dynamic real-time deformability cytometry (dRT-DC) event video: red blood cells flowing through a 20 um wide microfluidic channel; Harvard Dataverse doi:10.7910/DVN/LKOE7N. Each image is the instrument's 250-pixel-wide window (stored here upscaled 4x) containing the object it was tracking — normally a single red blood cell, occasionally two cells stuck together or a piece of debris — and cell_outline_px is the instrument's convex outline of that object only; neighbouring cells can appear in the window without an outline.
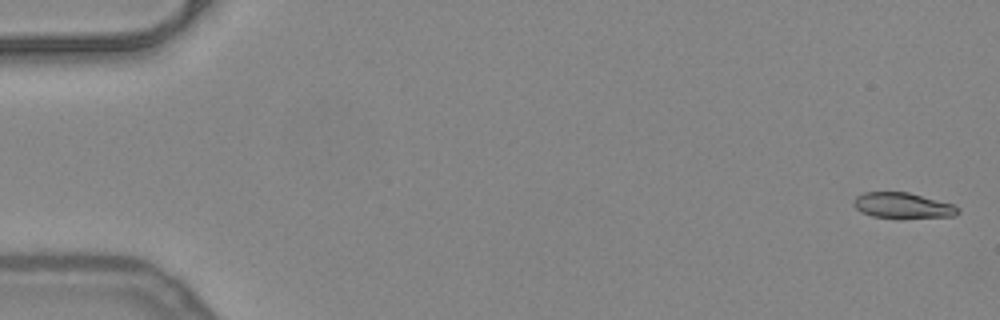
{"species": "common noctule bat (a hibernating species)", "species_latin": "Nyctalus noctula", "temperature_condition": "warm", "stored_images_in_passage": 8, "camera_frame_rate_fps": 3000, "um_per_image_px": 0.085, "animal": {"sex": "female", "body_mass_g": 24.6, "forearm_length_mm": 56.2}, "frame": {"image": 1, "passage_image": 1, "time_ms": 0.0, "image_size_px": [1000, 320], "cell_outline_px": [[960, 212], [956, 216], [872, 216], [860, 212], [852, 204], [856, 196], [864, 192], [908, 192], [952, 204], [960, 208]], "centroid_in_image_um": [76.7, 17.43], "position_along_channel_um": 8.3, "area_um2": 14.97}}